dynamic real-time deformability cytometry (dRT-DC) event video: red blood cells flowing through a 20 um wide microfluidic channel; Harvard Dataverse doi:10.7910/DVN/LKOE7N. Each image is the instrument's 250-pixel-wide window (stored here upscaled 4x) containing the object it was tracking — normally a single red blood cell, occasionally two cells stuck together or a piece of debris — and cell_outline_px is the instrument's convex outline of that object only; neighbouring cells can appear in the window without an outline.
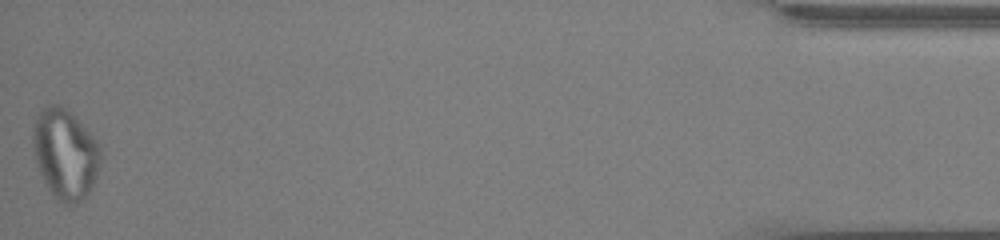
{"species": "common noctule bat (a hibernating species)", "species_latin": "Nyctalus noctula", "temperature_condition": "cold", "stored_images_in_passage": 57, "camera_frame_rate_fps": 3000, "um_per_image_px": 0.085, "animal": {"sex": "male", "body_mass_g": 13.0, "forearm_length_mm": 53.1}, "frame": {"image": 1, "passage_image": 57, "time_ms": 18.667, "image_size_px": [1000, 240], "cell_outline_px": [[100, 160], [96, 176], [88, 196], [84, 200], [76, 204], [64, 204], [48, 188], [40, 172], [36, 160], [32, 144], [32, 128], [40, 112], [48, 104], [60, 104], [100, 144]], "centroid_in_image_um": [5.54, 13.11], "position_along_channel_um": 429.7, "area_um2": 34.91}, "authors_computed_cell_mechanics": {"area_um2": 29.9982, "velocity_mm_per_s": 3.6033, "shape_relaxation_time_tau1_ms": null, "shape_relaxation_time_tau2_ms": 3.5762, "deformation_change_tau1": null, "deformation_change_tau2": 0.115}}